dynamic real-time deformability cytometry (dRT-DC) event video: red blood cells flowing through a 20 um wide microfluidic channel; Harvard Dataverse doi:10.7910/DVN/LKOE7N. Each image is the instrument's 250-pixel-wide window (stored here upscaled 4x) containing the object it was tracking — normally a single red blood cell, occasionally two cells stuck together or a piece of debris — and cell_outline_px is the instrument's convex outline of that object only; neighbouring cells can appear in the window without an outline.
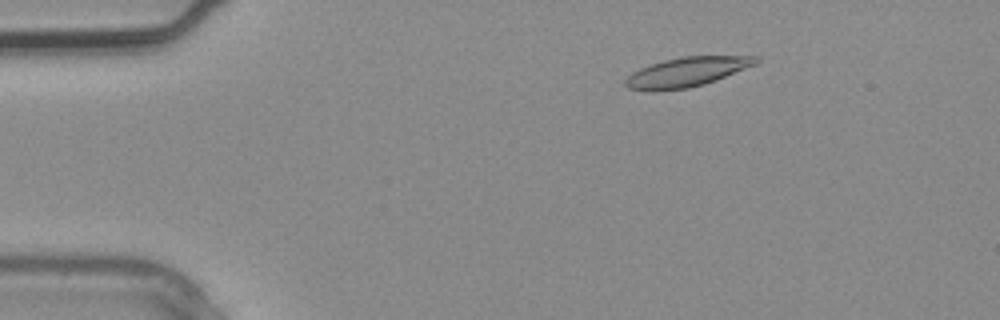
{"species": "common noctule bat (a hibernating species)", "species_latin": "Nyctalus noctula", "temperature_condition": "warm", "stored_images_in_passage": 3, "camera_frame_rate_fps": 3000, "um_per_image_px": 0.085, "animal": {"sex": "male", "body_mass_g": 20.4}, "frame": {"image": 1, "passage_image": 2, "time_ms": 0.333, "image_size_px": [1000, 320], "cell_outline_px": [[760, 60], [756, 64], [716, 80], [704, 84], [688, 88], [628, 88], [624, 84], [624, 80], [632, 72], [640, 68], [664, 60], [680, 56], [756, 56]], "centroid_in_image_um": [58.44, 6.07], "position_along_channel_um": 26.6, "area_um2": 21.62}}